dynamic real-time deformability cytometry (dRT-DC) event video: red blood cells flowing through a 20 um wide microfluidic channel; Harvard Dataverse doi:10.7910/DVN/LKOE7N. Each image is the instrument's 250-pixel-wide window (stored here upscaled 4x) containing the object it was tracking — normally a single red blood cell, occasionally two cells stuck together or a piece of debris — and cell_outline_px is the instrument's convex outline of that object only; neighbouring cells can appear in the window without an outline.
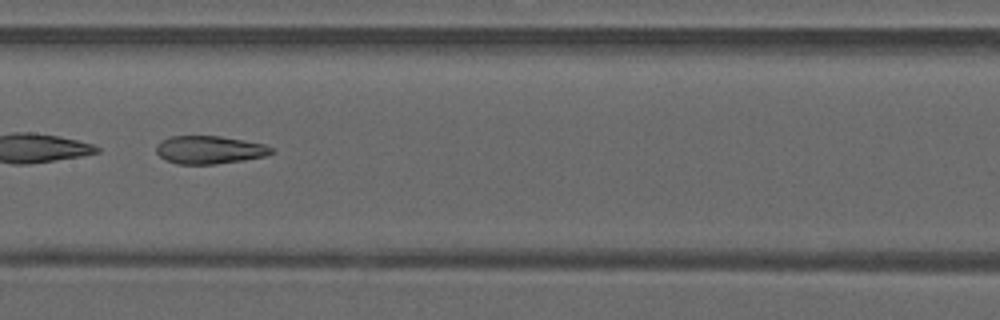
{"species": "common noctule bat (a hibernating species)", "species_latin": "Nyctalus noctula", "temperature_condition": "warm", "stored_images_in_passage": 40, "camera_frame_rate_fps": 3000, "um_per_image_px": 0.085, "animal": {"sex": "male", "forearm_length_mm": 52.5}, "frame": {"image": 1, "passage_image": 18, "time_ms": 5.667, "image_size_px": [1000, 320], "cell_outline_px": [[276, 152], [264, 156], [244, 160], [216, 164], [176, 164], [160, 156], [156, 152], [156, 144], [160, 140], [168, 136], [220, 136], [244, 140], [264, 144], [272, 148]], "centroid_in_image_um": [17.79, 12.73], "position_along_channel_um": 189.6, "area_um2": 18.9}}